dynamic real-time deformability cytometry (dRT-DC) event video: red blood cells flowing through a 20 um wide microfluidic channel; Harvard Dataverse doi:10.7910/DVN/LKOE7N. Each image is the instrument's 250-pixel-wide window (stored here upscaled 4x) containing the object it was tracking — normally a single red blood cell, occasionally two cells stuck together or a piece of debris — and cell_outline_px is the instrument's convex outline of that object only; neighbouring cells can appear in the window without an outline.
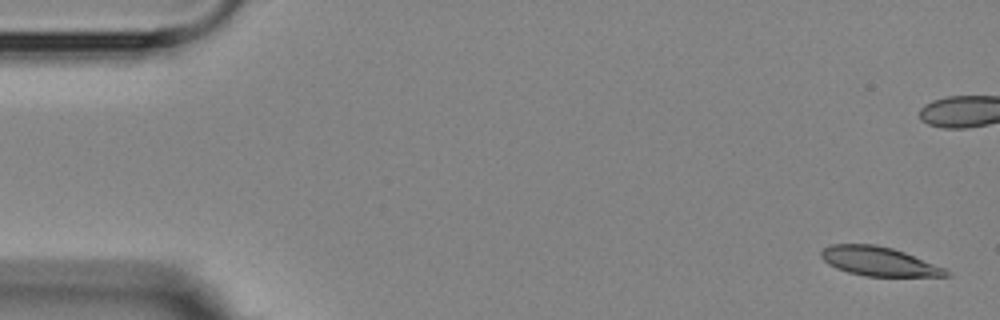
{"species": "Egyptian fruit bat (a non-hibernating species)", "species_latin": "Rousettus aegyptiacus", "temperature_condition": "room temperature", "stored_images_in_passage": 7, "camera_frame_rate_fps": 3000, "um_per_image_px": 0.085, "animal": {"sex": "female"}, "frame": {"image": 1, "passage_image": 1, "time_ms": 0.0, "image_size_px": [1000, 320], "cell_outline_px": [[952, 276], [864, 276], [848, 272], [836, 268], [828, 264], [820, 256], [820, 252], [828, 244], [876, 244], [892, 248], [904, 252], [944, 268], [952, 272]], "centroid_in_image_um": [74.68, 22.21], "position_along_channel_um": 10.3, "area_um2": 21.15}}
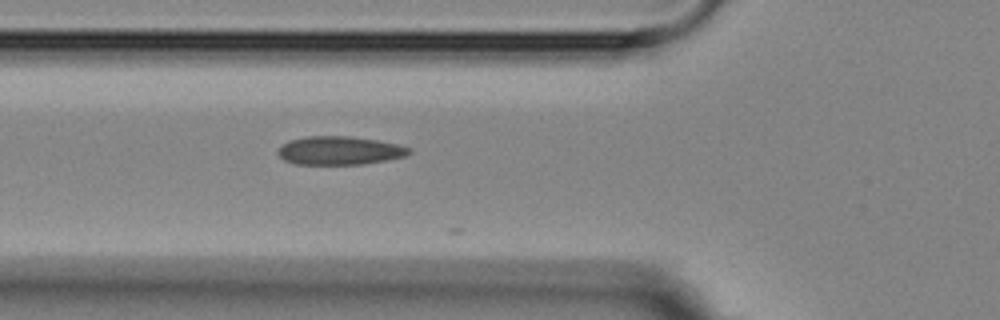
{"frame": {"image": 2, "passage_image": 7, "time_ms": 7.0, "image_size_px": [1000, 320], "cell_outline_px": [[412, 152], [404, 156], [364, 164], [296, 164], [284, 160], [276, 152], [288, 140], [308, 136], [352, 136], [376, 140], [396, 144], [412, 148]], "centroid_in_image_um": [28.85, 12.79], "position_along_channel_um": 96.9, "area_um2": 21.62}}